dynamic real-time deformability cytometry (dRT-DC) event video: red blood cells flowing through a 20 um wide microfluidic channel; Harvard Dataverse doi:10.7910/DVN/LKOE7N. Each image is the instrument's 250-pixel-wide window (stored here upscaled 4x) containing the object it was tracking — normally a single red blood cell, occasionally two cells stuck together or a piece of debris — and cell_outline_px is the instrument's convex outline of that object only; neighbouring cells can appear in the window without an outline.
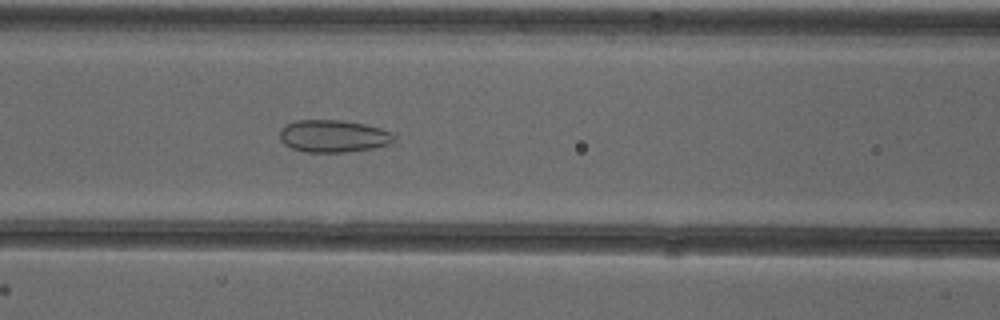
{"species": "common noctule bat (a hibernating species)", "species_latin": "Nyctalus noctula", "temperature_condition": "cold", "stored_images_in_passage": 51, "camera_frame_rate_fps": 3000, "um_per_image_px": 0.085, "animal": {"sex": "female"}, "frame": {"image": 1, "passage_image": 21, "time_ms": 6.667, "image_size_px": [1000, 320], "cell_outline_px": [[396, 136], [388, 144], [372, 148], [344, 152], [304, 152], [292, 148], [284, 144], [280, 140], [280, 128], [284, 124], [296, 120], [340, 120], [364, 124], [380, 128], [392, 132]], "centroid_in_image_um": [28.28, 11.56], "position_along_channel_um": 138.3, "area_um2": 21.56}}
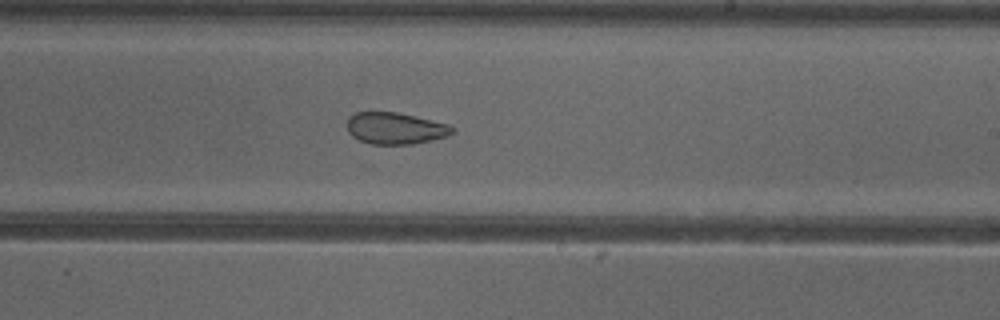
{"frame": {"image": 2, "passage_image": 30, "time_ms": 9.667, "image_size_px": [1000, 320], "cell_outline_px": [[456, 132], [448, 136], [432, 140], [412, 144], [372, 144], [360, 140], [352, 136], [348, 132], [348, 116], [356, 112], [396, 112], [448, 124]], "centroid_in_image_um": [33.6, 10.91], "position_along_channel_um": 255.4, "area_um2": 19.31}}
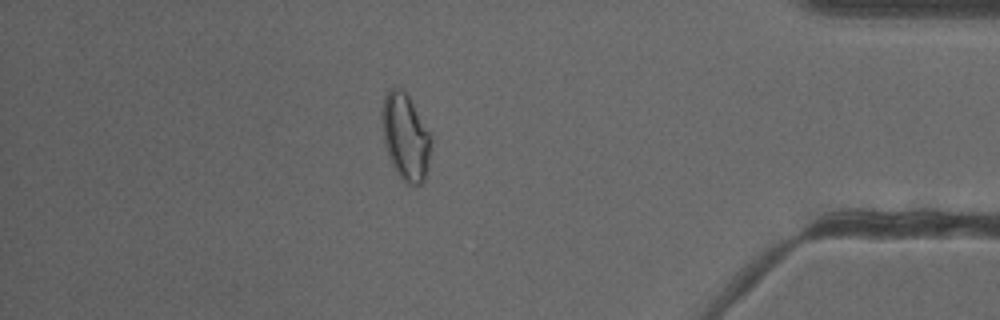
{"frame": {"image": 3, "passage_image": 44, "time_ms": 14.333, "image_size_px": [1000, 320], "cell_outline_px": [[432, 148], [428, 168], [424, 184], [412, 188], [396, 172], [388, 156], [384, 144], [380, 120], [380, 112], [384, 96], [388, 88], [400, 88], [408, 96], [432, 136]], "centroid_in_image_um": [34.47, 11.67], "position_along_channel_um": 400.7, "area_um2": 25.49}, "authors_computed_cell_mechanics": {"area_um2": 24.9696, "velocity_mm_per_s": 3.9072, "shape_relaxation_time_tau1_ms": null, "shape_relaxation_time_tau2_ms": 1.7138, "deformation_change_tau1": null, "deformation_change_tau2": 0.0816}}